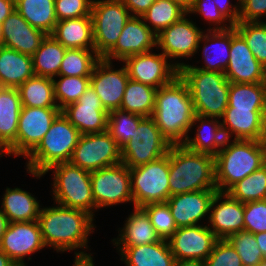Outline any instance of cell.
Instances as JSON below:
<instances>
[{
  "label": "cell",
  "mask_w": 266,
  "mask_h": 266,
  "mask_svg": "<svg viewBox=\"0 0 266 266\" xmlns=\"http://www.w3.org/2000/svg\"><path fill=\"white\" fill-rule=\"evenodd\" d=\"M194 116L192 97L180 75L157 89L152 118L162 136L171 145H180L185 142Z\"/></svg>",
  "instance_id": "cell-1"
},
{
  "label": "cell",
  "mask_w": 266,
  "mask_h": 266,
  "mask_svg": "<svg viewBox=\"0 0 266 266\" xmlns=\"http://www.w3.org/2000/svg\"><path fill=\"white\" fill-rule=\"evenodd\" d=\"M93 221L88 212L59 204L41 208L38 216L44 244L57 252L88 249V236L96 228Z\"/></svg>",
  "instance_id": "cell-2"
},
{
  "label": "cell",
  "mask_w": 266,
  "mask_h": 266,
  "mask_svg": "<svg viewBox=\"0 0 266 266\" xmlns=\"http://www.w3.org/2000/svg\"><path fill=\"white\" fill-rule=\"evenodd\" d=\"M169 156V197L199 190H217L215 157L186 148L183 144L171 145Z\"/></svg>",
  "instance_id": "cell-3"
},
{
  "label": "cell",
  "mask_w": 266,
  "mask_h": 266,
  "mask_svg": "<svg viewBox=\"0 0 266 266\" xmlns=\"http://www.w3.org/2000/svg\"><path fill=\"white\" fill-rule=\"evenodd\" d=\"M226 139L215 157V182L218 192H227L266 164V142Z\"/></svg>",
  "instance_id": "cell-4"
},
{
  "label": "cell",
  "mask_w": 266,
  "mask_h": 266,
  "mask_svg": "<svg viewBox=\"0 0 266 266\" xmlns=\"http://www.w3.org/2000/svg\"><path fill=\"white\" fill-rule=\"evenodd\" d=\"M78 129L61 112L42 141L26 157V170L37 179L53 165L69 162L80 137Z\"/></svg>",
  "instance_id": "cell-5"
},
{
  "label": "cell",
  "mask_w": 266,
  "mask_h": 266,
  "mask_svg": "<svg viewBox=\"0 0 266 266\" xmlns=\"http://www.w3.org/2000/svg\"><path fill=\"white\" fill-rule=\"evenodd\" d=\"M179 75L188 86L195 114L221 119L228 107L230 87L225 74L182 67Z\"/></svg>",
  "instance_id": "cell-6"
},
{
  "label": "cell",
  "mask_w": 266,
  "mask_h": 266,
  "mask_svg": "<svg viewBox=\"0 0 266 266\" xmlns=\"http://www.w3.org/2000/svg\"><path fill=\"white\" fill-rule=\"evenodd\" d=\"M52 170L54 201L64 207L86 211L94 217L91 172L65 162L51 166L43 175Z\"/></svg>",
  "instance_id": "cell-7"
},
{
  "label": "cell",
  "mask_w": 266,
  "mask_h": 266,
  "mask_svg": "<svg viewBox=\"0 0 266 266\" xmlns=\"http://www.w3.org/2000/svg\"><path fill=\"white\" fill-rule=\"evenodd\" d=\"M133 205L143 207L169 198V156L129 168Z\"/></svg>",
  "instance_id": "cell-8"
},
{
  "label": "cell",
  "mask_w": 266,
  "mask_h": 266,
  "mask_svg": "<svg viewBox=\"0 0 266 266\" xmlns=\"http://www.w3.org/2000/svg\"><path fill=\"white\" fill-rule=\"evenodd\" d=\"M131 17L122 0H93L91 19L96 53L103 58L117 43Z\"/></svg>",
  "instance_id": "cell-9"
},
{
  "label": "cell",
  "mask_w": 266,
  "mask_h": 266,
  "mask_svg": "<svg viewBox=\"0 0 266 266\" xmlns=\"http://www.w3.org/2000/svg\"><path fill=\"white\" fill-rule=\"evenodd\" d=\"M171 144L162 136L152 117H145L121 148L122 163L128 168L153 162L165 156Z\"/></svg>",
  "instance_id": "cell-10"
},
{
  "label": "cell",
  "mask_w": 266,
  "mask_h": 266,
  "mask_svg": "<svg viewBox=\"0 0 266 266\" xmlns=\"http://www.w3.org/2000/svg\"><path fill=\"white\" fill-rule=\"evenodd\" d=\"M60 113L61 110L58 107L22 106L16 141L6 150L7 155L26 158L42 141Z\"/></svg>",
  "instance_id": "cell-11"
},
{
  "label": "cell",
  "mask_w": 266,
  "mask_h": 266,
  "mask_svg": "<svg viewBox=\"0 0 266 266\" xmlns=\"http://www.w3.org/2000/svg\"><path fill=\"white\" fill-rule=\"evenodd\" d=\"M69 162L93 172L122 162L121 149L107 130L83 134L80 135Z\"/></svg>",
  "instance_id": "cell-12"
},
{
  "label": "cell",
  "mask_w": 266,
  "mask_h": 266,
  "mask_svg": "<svg viewBox=\"0 0 266 266\" xmlns=\"http://www.w3.org/2000/svg\"><path fill=\"white\" fill-rule=\"evenodd\" d=\"M95 210L120 203H133L129 168L122 162L90 174Z\"/></svg>",
  "instance_id": "cell-13"
},
{
  "label": "cell",
  "mask_w": 266,
  "mask_h": 266,
  "mask_svg": "<svg viewBox=\"0 0 266 266\" xmlns=\"http://www.w3.org/2000/svg\"><path fill=\"white\" fill-rule=\"evenodd\" d=\"M168 62V58L163 53L155 54L152 51L135 54L123 61L129 79L156 89L170 83L179 75V69L186 65L179 61Z\"/></svg>",
  "instance_id": "cell-14"
},
{
  "label": "cell",
  "mask_w": 266,
  "mask_h": 266,
  "mask_svg": "<svg viewBox=\"0 0 266 266\" xmlns=\"http://www.w3.org/2000/svg\"><path fill=\"white\" fill-rule=\"evenodd\" d=\"M184 15L157 35L156 47L162 50L169 61L190 58L199 50L204 31Z\"/></svg>",
  "instance_id": "cell-15"
},
{
  "label": "cell",
  "mask_w": 266,
  "mask_h": 266,
  "mask_svg": "<svg viewBox=\"0 0 266 266\" xmlns=\"http://www.w3.org/2000/svg\"><path fill=\"white\" fill-rule=\"evenodd\" d=\"M224 74L230 83H266V68L255 58L234 26L231 27L229 61Z\"/></svg>",
  "instance_id": "cell-16"
},
{
  "label": "cell",
  "mask_w": 266,
  "mask_h": 266,
  "mask_svg": "<svg viewBox=\"0 0 266 266\" xmlns=\"http://www.w3.org/2000/svg\"><path fill=\"white\" fill-rule=\"evenodd\" d=\"M113 61L101 58L90 76V86L98 94L104 109L110 111L120 109L129 75L125 65L114 69Z\"/></svg>",
  "instance_id": "cell-17"
},
{
  "label": "cell",
  "mask_w": 266,
  "mask_h": 266,
  "mask_svg": "<svg viewBox=\"0 0 266 266\" xmlns=\"http://www.w3.org/2000/svg\"><path fill=\"white\" fill-rule=\"evenodd\" d=\"M44 247L38 220L9 223L0 242V249L18 266H27L24 258Z\"/></svg>",
  "instance_id": "cell-18"
},
{
  "label": "cell",
  "mask_w": 266,
  "mask_h": 266,
  "mask_svg": "<svg viewBox=\"0 0 266 266\" xmlns=\"http://www.w3.org/2000/svg\"><path fill=\"white\" fill-rule=\"evenodd\" d=\"M63 115L83 134L101 133L107 130L108 112L98 94L89 86L77 102L61 110Z\"/></svg>",
  "instance_id": "cell-19"
},
{
  "label": "cell",
  "mask_w": 266,
  "mask_h": 266,
  "mask_svg": "<svg viewBox=\"0 0 266 266\" xmlns=\"http://www.w3.org/2000/svg\"><path fill=\"white\" fill-rule=\"evenodd\" d=\"M218 238L206 225L177 228L168 239L176 260H202L211 254Z\"/></svg>",
  "instance_id": "cell-20"
},
{
  "label": "cell",
  "mask_w": 266,
  "mask_h": 266,
  "mask_svg": "<svg viewBox=\"0 0 266 266\" xmlns=\"http://www.w3.org/2000/svg\"><path fill=\"white\" fill-rule=\"evenodd\" d=\"M157 35L145 24L142 17L131 16L126 22L115 46L103 57L123 62L127 57L152 51Z\"/></svg>",
  "instance_id": "cell-21"
},
{
  "label": "cell",
  "mask_w": 266,
  "mask_h": 266,
  "mask_svg": "<svg viewBox=\"0 0 266 266\" xmlns=\"http://www.w3.org/2000/svg\"><path fill=\"white\" fill-rule=\"evenodd\" d=\"M208 222L207 226L218 239H227L236 232L244 231V203L227 192L217 191L210 204Z\"/></svg>",
  "instance_id": "cell-22"
},
{
  "label": "cell",
  "mask_w": 266,
  "mask_h": 266,
  "mask_svg": "<svg viewBox=\"0 0 266 266\" xmlns=\"http://www.w3.org/2000/svg\"><path fill=\"white\" fill-rule=\"evenodd\" d=\"M226 139L265 141L266 109H236L227 107L221 118Z\"/></svg>",
  "instance_id": "cell-23"
},
{
  "label": "cell",
  "mask_w": 266,
  "mask_h": 266,
  "mask_svg": "<svg viewBox=\"0 0 266 266\" xmlns=\"http://www.w3.org/2000/svg\"><path fill=\"white\" fill-rule=\"evenodd\" d=\"M216 192L199 190L170 196L166 203L177 228L199 225L210 212V204Z\"/></svg>",
  "instance_id": "cell-24"
},
{
  "label": "cell",
  "mask_w": 266,
  "mask_h": 266,
  "mask_svg": "<svg viewBox=\"0 0 266 266\" xmlns=\"http://www.w3.org/2000/svg\"><path fill=\"white\" fill-rule=\"evenodd\" d=\"M3 46L32 56L46 37L31 26L16 9L2 23Z\"/></svg>",
  "instance_id": "cell-25"
},
{
  "label": "cell",
  "mask_w": 266,
  "mask_h": 266,
  "mask_svg": "<svg viewBox=\"0 0 266 266\" xmlns=\"http://www.w3.org/2000/svg\"><path fill=\"white\" fill-rule=\"evenodd\" d=\"M133 211L125 221L124 227L119 229L118 238L112 240L113 245L116 248H127L161 241L146 211L135 206Z\"/></svg>",
  "instance_id": "cell-26"
},
{
  "label": "cell",
  "mask_w": 266,
  "mask_h": 266,
  "mask_svg": "<svg viewBox=\"0 0 266 266\" xmlns=\"http://www.w3.org/2000/svg\"><path fill=\"white\" fill-rule=\"evenodd\" d=\"M218 119L195 114L191 128L195 126V123H200V125H196L198 127L195 137L190 138L188 135L183 145L189 150L215 156L226 140L221 121Z\"/></svg>",
  "instance_id": "cell-27"
},
{
  "label": "cell",
  "mask_w": 266,
  "mask_h": 266,
  "mask_svg": "<svg viewBox=\"0 0 266 266\" xmlns=\"http://www.w3.org/2000/svg\"><path fill=\"white\" fill-rule=\"evenodd\" d=\"M200 41H204L203 59L204 66L189 65L183 67H195L200 70L224 73L228 67L229 52L231 45V28L227 30H209L203 33ZM211 44L210 46L208 44ZM212 49V51H210ZM213 52V54H212ZM212 56V57H211Z\"/></svg>",
  "instance_id": "cell-28"
},
{
  "label": "cell",
  "mask_w": 266,
  "mask_h": 266,
  "mask_svg": "<svg viewBox=\"0 0 266 266\" xmlns=\"http://www.w3.org/2000/svg\"><path fill=\"white\" fill-rule=\"evenodd\" d=\"M117 249L125 266H173L176 260L168 240L164 239L155 243Z\"/></svg>",
  "instance_id": "cell-29"
},
{
  "label": "cell",
  "mask_w": 266,
  "mask_h": 266,
  "mask_svg": "<svg viewBox=\"0 0 266 266\" xmlns=\"http://www.w3.org/2000/svg\"><path fill=\"white\" fill-rule=\"evenodd\" d=\"M51 35L66 49H95L91 15L57 21Z\"/></svg>",
  "instance_id": "cell-30"
},
{
  "label": "cell",
  "mask_w": 266,
  "mask_h": 266,
  "mask_svg": "<svg viewBox=\"0 0 266 266\" xmlns=\"http://www.w3.org/2000/svg\"><path fill=\"white\" fill-rule=\"evenodd\" d=\"M32 56L0 47V86L18 88L34 76Z\"/></svg>",
  "instance_id": "cell-31"
},
{
  "label": "cell",
  "mask_w": 266,
  "mask_h": 266,
  "mask_svg": "<svg viewBox=\"0 0 266 266\" xmlns=\"http://www.w3.org/2000/svg\"><path fill=\"white\" fill-rule=\"evenodd\" d=\"M21 108L18 89L0 87V144L5 150L16 141Z\"/></svg>",
  "instance_id": "cell-32"
},
{
  "label": "cell",
  "mask_w": 266,
  "mask_h": 266,
  "mask_svg": "<svg viewBox=\"0 0 266 266\" xmlns=\"http://www.w3.org/2000/svg\"><path fill=\"white\" fill-rule=\"evenodd\" d=\"M1 205L9 223L36 221L41 209L34 195L18 187L6 188Z\"/></svg>",
  "instance_id": "cell-33"
},
{
  "label": "cell",
  "mask_w": 266,
  "mask_h": 266,
  "mask_svg": "<svg viewBox=\"0 0 266 266\" xmlns=\"http://www.w3.org/2000/svg\"><path fill=\"white\" fill-rule=\"evenodd\" d=\"M55 0H15L16 11L34 28L51 35L57 23Z\"/></svg>",
  "instance_id": "cell-34"
},
{
  "label": "cell",
  "mask_w": 266,
  "mask_h": 266,
  "mask_svg": "<svg viewBox=\"0 0 266 266\" xmlns=\"http://www.w3.org/2000/svg\"><path fill=\"white\" fill-rule=\"evenodd\" d=\"M66 48L52 35H46L40 47L32 55L35 75L55 78L58 76Z\"/></svg>",
  "instance_id": "cell-35"
},
{
  "label": "cell",
  "mask_w": 266,
  "mask_h": 266,
  "mask_svg": "<svg viewBox=\"0 0 266 266\" xmlns=\"http://www.w3.org/2000/svg\"><path fill=\"white\" fill-rule=\"evenodd\" d=\"M22 106L58 107L54 97L53 79L34 75L18 88Z\"/></svg>",
  "instance_id": "cell-36"
},
{
  "label": "cell",
  "mask_w": 266,
  "mask_h": 266,
  "mask_svg": "<svg viewBox=\"0 0 266 266\" xmlns=\"http://www.w3.org/2000/svg\"><path fill=\"white\" fill-rule=\"evenodd\" d=\"M156 91V88L129 79L120 109L142 117H152Z\"/></svg>",
  "instance_id": "cell-37"
},
{
  "label": "cell",
  "mask_w": 266,
  "mask_h": 266,
  "mask_svg": "<svg viewBox=\"0 0 266 266\" xmlns=\"http://www.w3.org/2000/svg\"><path fill=\"white\" fill-rule=\"evenodd\" d=\"M228 107L266 109V83H230Z\"/></svg>",
  "instance_id": "cell-38"
},
{
  "label": "cell",
  "mask_w": 266,
  "mask_h": 266,
  "mask_svg": "<svg viewBox=\"0 0 266 266\" xmlns=\"http://www.w3.org/2000/svg\"><path fill=\"white\" fill-rule=\"evenodd\" d=\"M186 14L187 12L172 0H156L141 17L145 24L158 35Z\"/></svg>",
  "instance_id": "cell-39"
},
{
  "label": "cell",
  "mask_w": 266,
  "mask_h": 266,
  "mask_svg": "<svg viewBox=\"0 0 266 266\" xmlns=\"http://www.w3.org/2000/svg\"><path fill=\"white\" fill-rule=\"evenodd\" d=\"M100 59L95 49H66L58 75L91 76Z\"/></svg>",
  "instance_id": "cell-40"
},
{
  "label": "cell",
  "mask_w": 266,
  "mask_h": 266,
  "mask_svg": "<svg viewBox=\"0 0 266 266\" xmlns=\"http://www.w3.org/2000/svg\"><path fill=\"white\" fill-rule=\"evenodd\" d=\"M227 193L242 203L266 200V164L238 181Z\"/></svg>",
  "instance_id": "cell-41"
},
{
  "label": "cell",
  "mask_w": 266,
  "mask_h": 266,
  "mask_svg": "<svg viewBox=\"0 0 266 266\" xmlns=\"http://www.w3.org/2000/svg\"><path fill=\"white\" fill-rule=\"evenodd\" d=\"M59 80L53 78L54 97L60 110L77 102L90 86V76H62Z\"/></svg>",
  "instance_id": "cell-42"
},
{
  "label": "cell",
  "mask_w": 266,
  "mask_h": 266,
  "mask_svg": "<svg viewBox=\"0 0 266 266\" xmlns=\"http://www.w3.org/2000/svg\"><path fill=\"white\" fill-rule=\"evenodd\" d=\"M137 114L121 109L110 111L108 114L107 131L121 149L132 138L138 124L144 119Z\"/></svg>",
  "instance_id": "cell-43"
},
{
  "label": "cell",
  "mask_w": 266,
  "mask_h": 266,
  "mask_svg": "<svg viewBox=\"0 0 266 266\" xmlns=\"http://www.w3.org/2000/svg\"><path fill=\"white\" fill-rule=\"evenodd\" d=\"M233 26L255 58L266 68V22H238Z\"/></svg>",
  "instance_id": "cell-44"
},
{
  "label": "cell",
  "mask_w": 266,
  "mask_h": 266,
  "mask_svg": "<svg viewBox=\"0 0 266 266\" xmlns=\"http://www.w3.org/2000/svg\"><path fill=\"white\" fill-rule=\"evenodd\" d=\"M227 240L239 254L243 266H260L264 261L255 235L251 232L240 231L230 235Z\"/></svg>",
  "instance_id": "cell-45"
},
{
  "label": "cell",
  "mask_w": 266,
  "mask_h": 266,
  "mask_svg": "<svg viewBox=\"0 0 266 266\" xmlns=\"http://www.w3.org/2000/svg\"><path fill=\"white\" fill-rule=\"evenodd\" d=\"M161 239L168 240L177 230L170 208L166 202L151 203L142 207Z\"/></svg>",
  "instance_id": "cell-46"
},
{
  "label": "cell",
  "mask_w": 266,
  "mask_h": 266,
  "mask_svg": "<svg viewBox=\"0 0 266 266\" xmlns=\"http://www.w3.org/2000/svg\"><path fill=\"white\" fill-rule=\"evenodd\" d=\"M196 14L204 17V21L215 27H210L209 30H227L233 27L229 20L218 10L213 0H194L191 9L187 14ZM228 21V25L226 24ZM219 25V26H218Z\"/></svg>",
  "instance_id": "cell-47"
},
{
  "label": "cell",
  "mask_w": 266,
  "mask_h": 266,
  "mask_svg": "<svg viewBox=\"0 0 266 266\" xmlns=\"http://www.w3.org/2000/svg\"><path fill=\"white\" fill-rule=\"evenodd\" d=\"M206 266H243L241 258L227 239H218L211 254L205 260Z\"/></svg>",
  "instance_id": "cell-48"
},
{
  "label": "cell",
  "mask_w": 266,
  "mask_h": 266,
  "mask_svg": "<svg viewBox=\"0 0 266 266\" xmlns=\"http://www.w3.org/2000/svg\"><path fill=\"white\" fill-rule=\"evenodd\" d=\"M244 231L266 232V200L244 203Z\"/></svg>",
  "instance_id": "cell-49"
},
{
  "label": "cell",
  "mask_w": 266,
  "mask_h": 266,
  "mask_svg": "<svg viewBox=\"0 0 266 266\" xmlns=\"http://www.w3.org/2000/svg\"><path fill=\"white\" fill-rule=\"evenodd\" d=\"M93 0H55L57 21L91 15Z\"/></svg>",
  "instance_id": "cell-50"
},
{
  "label": "cell",
  "mask_w": 266,
  "mask_h": 266,
  "mask_svg": "<svg viewBox=\"0 0 266 266\" xmlns=\"http://www.w3.org/2000/svg\"><path fill=\"white\" fill-rule=\"evenodd\" d=\"M266 16V0H239L238 22H260Z\"/></svg>",
  "instance_id": "cell-51"
},
{
  "label": "cell",
  "mask_w": 266,
  "mask_h": 266,
  "mask_svg": "<svg viewBox=\"0 0 266 266\" xmlns=\"http://www.w3.org/2000/svg\"><path fill=\"white\" fill-rule=\"evenodd\" d=\"M218 10L229 20L232 25L238 23L239 0L233 5L230 0H213ZM233 5V6H232Z\"/></svg>",
  "instance_id": "cell-52"
},
{
  "label": "cell",
  "mask_w": 266,
  "mask_h": 266,
  "mask_svg": "<svg viewBox=\"0 0 266 266\" xmlns=\"http://www.w3.org/2000/svg\"><path fill=\"white\" fill-rule=\"evenodd\" d=\"M156 0H122L131 16L141 17Z\"/></svg>",
  "instance_id": "cell-53"
},
{
  "label": "cell",
  "mask_w": 266,
  "mask_h": 266,
  "mask_svg": "<svg viewBox=\"0 0 266 266\" xmlns=\"http://www.w3.org/2000/svg\"><path fill=\"white\" fill-rule=\"evenodd\" d=\"M75 252V259L73 266H94L93 257L91 253H87L85 251Z\"/></svg>",
  "instance_id": "cell-54"
},
{
  "label": "cell",
  "mask_w": 266,
  "mask_h": 266,
  "mask_svg": "<svg viewBox=\"0 0 266 266\" xmlns=\"http://www.w3.org/2000/svg\"><path fill=\"white\" fill-rule=\"evenodd\" d=\"M15 10V0H0V22L4 20Z\"/></svg>",
  "instance_id": "cell-55"
},
{
  "label": "cell",
  "mask_w": 266,
  "mask_h": 266,
  "mask_svg": "<svg viewBox=\"0 0 266 266\" xmlns=\"http://www.w3.org/2000/svg\"><path fill=\"white\" fill-rule=\"evenodd\" d=\"M254 235L258 243L259 249L262 251L264 260H265L266 259V232H260Z\"/></svg>",
  "instance_id": "cell-56"
},
{
  "label": "cell",
  "mask_w": 266,
  "mask_h": 266,
  "mask_svg": "<svg viewBox=\"0 0 266 266\" xmlns=\"http://www.w3.org/2000/svg\"><path fill=\"white\" fill-rule=\"evenodd\" d=\"M173 266H206L202 260H175Z\"/></svg>",
  "instance_id": "cell-57"
},
{
  "label": "cell",
  "mask_w": 266,
  "mask_h": 266,
  "mask_svg": "<svg viewBox=\"0 0 266 266\" xmlns=\"http://www.w3.org/2000/svg\"><path fill=\"white\" fill-rule=\"evenodd\" d=\"M8 224L9 222H8L6 215L0 210V242H1L2 236L4 235L7 229Z\"/></svg>",
  "instance_id": "cell-58"
},
{
  "label": "cell",
  "mask_w": 266,
  "mask_h": 266,
  "mask_svg": "<svg viewBox=\"0 0 266 266\" xmlns=\"http://www.w3.org/2000/svg\"><path fill=\"white\" fill-rule=\"evenodd\" d=\"M0 266H18V265L0 249Z\"/></svg>",
  "instance_id": "cell-59"
},
{
  "label": "cell",
  "mask_w": 266,
  "mask_h": 266,
  "mask_svg": "<svg viewBox=\"0 0 266 266\" xmlns=\"http://www.w3.org/2000/svg\"><path fill=\"white\" fill-rule=\"evenodd\" d=\"M172 1L175 2L177 5H179L186 12H188L191 9L194 3V0H172Z\"/></svg>",
  "instance_id": "cell-60"
},
{
  "label": "cell",
  "mask_w": 266,
  "mask_h": 266,
  "mask_svg": "<svg viewBox=\"0 0 266 266\" xmlns=\"http://www.w3.org/2000/svg\"><path fill=\"white\" fill-rule=\"evenodd\" d=\"M3 46V32H2V23L0 22V47Z\"/></svg>",
  "instance_id": "cell-61"
},
{
  "label": "cell",
  "mask_w": 266,
  "mask_h": 266,
  "mask_svg": "<svg viewBox=\"0 0 266 266\" xmlns=\"http://www.w3.org/2000/svg\"><path fill=\"white\" fill-rule=\"evenodd\" d=\"M4 154L7 155V152L0 144V157H2Z\"/></svg>",
  "instance_id": "cell-62"
},
{
  "label": "cell",
  "mask_w": 266,
  "mask_h": 266,
  "mask_svg": "<svg viewBox=\"0 0 266 266\" xmlns=\"http://www.w3.org/2000/svg\"><path fill=\"white\" fill-rule=\"evenodd\" d=\"M260 266H266V259L262 262Z\"/></svg>",
  "instance_id": "cell-63"
}]
</instances>
